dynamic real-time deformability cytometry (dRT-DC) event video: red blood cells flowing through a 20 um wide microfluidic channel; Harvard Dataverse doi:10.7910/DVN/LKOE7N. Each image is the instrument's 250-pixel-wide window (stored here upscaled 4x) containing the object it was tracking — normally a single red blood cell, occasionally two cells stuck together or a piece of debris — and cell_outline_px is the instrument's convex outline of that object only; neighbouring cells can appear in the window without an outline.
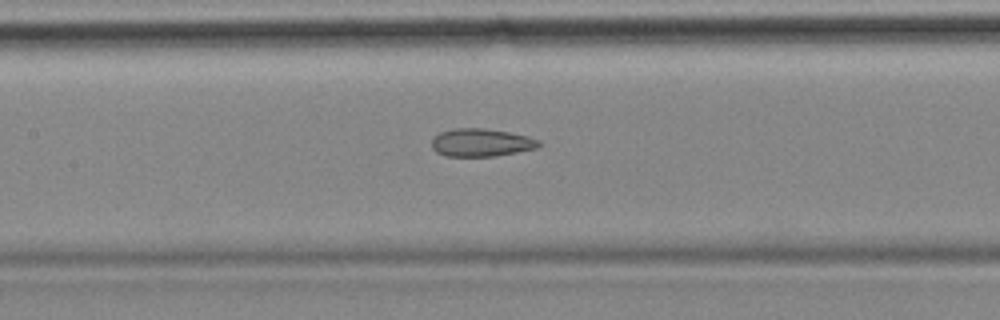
{"species": "common noctule bat (a hibernating species)", "species_latin": "Nyctalus noctula", "temperature_condition": "cold", "stored_images_in_passage": 57, "camera_frame_rate_fps": 3000, "um_per_image_px": 0.085, "animal": {"sex": "female", "body_mass_g": 18.4}, "frame": {"image": 1, "passage_image": 25, "time_ms": 8.0, "image_size_px": [1000, 320], "cell_outline_px": [[544, 144], [536, 148], [496, 156], [444, 156], [436, 152], [432, 148], [432, 136], [440, 132], [452, 128], [484, 128], [508, 132], [528, 136], [540, 140]], "centroid_in_image_um": [40.89, 12.11], "position_along_channel_um": 166.5, "area_um2": 17.63}}